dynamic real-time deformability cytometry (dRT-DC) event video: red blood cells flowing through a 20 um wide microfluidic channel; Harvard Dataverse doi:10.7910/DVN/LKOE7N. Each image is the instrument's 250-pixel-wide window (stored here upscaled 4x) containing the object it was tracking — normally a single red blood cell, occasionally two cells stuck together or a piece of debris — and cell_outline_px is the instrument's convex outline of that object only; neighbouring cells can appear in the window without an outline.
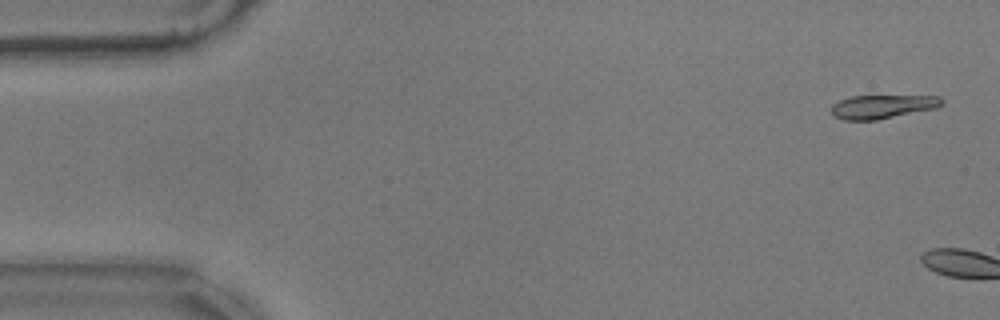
{"species": "common noctule bat (a hibernating species)", "species_latin": "Nyctalus noctula", "temperature_condition": "warm", "stored_images_in_passage": 5, "camera_frame_rate_fps": 3000, "um_per_image_px": 0.085, "animal": {"sex": "male", "body_mass_g": 17.9}, "frame": {"image": 1, "passage_image": 2, "time_ms": 0.333, "image_size_px": [1000, 320], "cell_outline_px": [[944, 104], [936, 108], [876, 120], [844, 120], [832, 116], [832, 104], [840, 100], [852, 96], [940, 96], [944, 100]], "centroid_in_image_um": [75.02, 9.06], "position_along_channel_um": 10.0, "area_um2": 15.26}}